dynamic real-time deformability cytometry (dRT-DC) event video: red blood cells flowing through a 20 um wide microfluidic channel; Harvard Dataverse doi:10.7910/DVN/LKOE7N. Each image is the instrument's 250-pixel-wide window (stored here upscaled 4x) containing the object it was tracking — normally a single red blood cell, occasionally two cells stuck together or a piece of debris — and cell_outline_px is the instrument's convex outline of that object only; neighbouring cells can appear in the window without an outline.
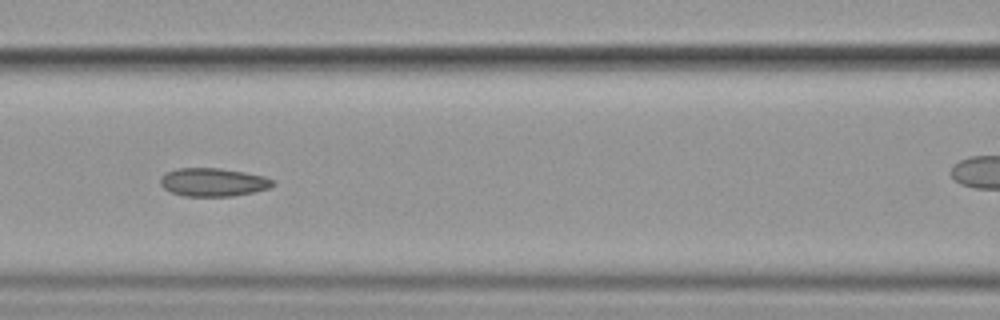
{"species": "common noctule bat (a hibernating species)", "species_latin": "Nyctalus noctula", "temperature_condition": "cold", "stored_images_in_passage": 10, "camera_frame_rate_fps": 3000, "um_per_image_px": 0.085, "animal": {"sex": "female", "body_mass_g": 19.9}, "frame": {"image": 1, "passage_image": 6, "time_ms": 6.667, "image_size_px": [1000, 320], "cell_outline_px": [[276, 184], [268, 188], [252, 192], [232, 196], [184, 196], [172, 192], [164, 188], [160, 184], [160, 176], [164, 172], [176, 168], [220, 168], [244, 172], [264, 176], [272, 180]], "centroid_in_image_um": [18.07, 15.47], "position_along_channel_um": 148.5, "area_um2": 18.55}}